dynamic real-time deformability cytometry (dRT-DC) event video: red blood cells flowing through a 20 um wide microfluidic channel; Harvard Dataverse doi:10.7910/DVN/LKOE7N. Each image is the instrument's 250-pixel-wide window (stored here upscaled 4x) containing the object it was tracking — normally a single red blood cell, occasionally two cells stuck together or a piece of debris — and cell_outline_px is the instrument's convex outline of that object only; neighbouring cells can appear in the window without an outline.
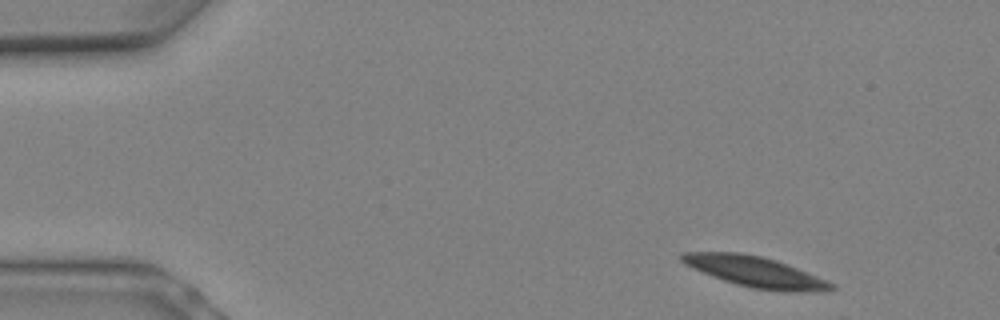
{"species": "Egyptian fruit bat (a non-hibernating species)", "species_latin": "Rousettus aegyptiacus", "temperature_condition": "warm", "stored_images_in_passage": 3, "camera_frame_rate_fps": 3000, "um_per_image_px": 0.085, "animal": {"sex": "female"}, "frame": {"image": 1, "passage_image": 1, "time_ms": 0.0, "image_size_px": [1000, 320], "cell_outline_px": [[836, 288], [828, 292], [792, 292], [752, 288], [736, 284], [724, 280], [684, 264], [680, 260], [680, 256], [684, 252], [740, 252], [760, 256], [776, 260], [828, 280], [836, 284]], "centroid_in_image_um": [64.29, 23.11], "position_along_channel_um": 20.7, "area_um2": 26.65}}